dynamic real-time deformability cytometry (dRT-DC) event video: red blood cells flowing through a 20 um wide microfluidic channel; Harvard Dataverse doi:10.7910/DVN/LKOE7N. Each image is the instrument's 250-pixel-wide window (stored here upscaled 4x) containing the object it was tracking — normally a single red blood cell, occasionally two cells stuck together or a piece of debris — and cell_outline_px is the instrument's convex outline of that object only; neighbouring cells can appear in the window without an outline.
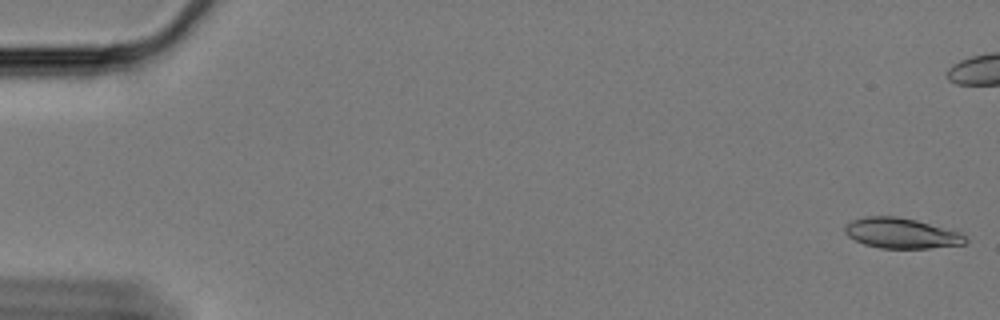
{"species": "Egyptian fruit bat (a non-hibernating species)", "species_latin": "Rousettus aegyptiacus", "temperature_condition": "cold", "stored_images_in_passage": 12, "camera_frame_rate_fps": 3000, "um_per_image_px": 0.085, "animal": {"sex": "female"}, "frame": {"image": 1, "passage_image": 1, "time_ms": 0.0, "image_size_px": [1000, 320], "cell_outline_px": [[968, 240], [964, 244], [928, 248], [880, 248], [864, 244], [848, 236], [844, 232], [844, 228], [852, 220], [864, 216], [896, 216], [916, 220], [960, 232]], "centroid_in_image_um": [76.6, 19.82], "position_along_channel_um": 8.4, "area_um2": 21.15}}